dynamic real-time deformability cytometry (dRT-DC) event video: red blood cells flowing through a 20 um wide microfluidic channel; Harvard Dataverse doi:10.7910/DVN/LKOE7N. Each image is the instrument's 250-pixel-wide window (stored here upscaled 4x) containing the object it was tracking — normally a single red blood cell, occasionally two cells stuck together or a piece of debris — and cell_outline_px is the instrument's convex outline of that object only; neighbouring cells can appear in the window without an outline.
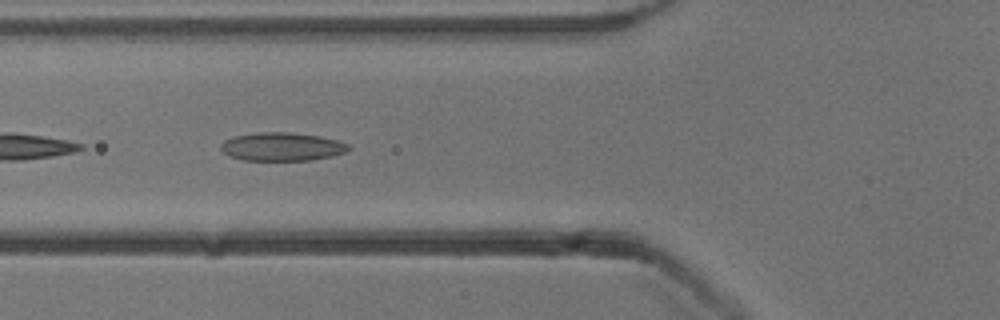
{"species": "common noctule bat (a hibernating species)", "species_latin": "Nyctalus noctula", "temperature_condition": "cold", "stored_images_in_passage": 9, "camera_frame_rate_fps": 3000, "um_per_image_px": 0.085, "animal": {"sex": "male", "body_mass_g": 13.3}, "frame": {"image": 1, "passage_image": 4, "time_ms": 1.0, "image_size_px": [1000, 320], "cell_outline_px": [[352, 148], [344, 152], [332, 156], [312, 160], [244, 160], [228, 156], [220, 148], [220, 144], [224, 140], [236, 136], [256, 132], [292, 132], [320, 136], [336, 140], [348, 144]], "centroid_in_image_um": [23.96, 12.46], "position_along_channel_um": 101.8, "area_um2": 21.15}}